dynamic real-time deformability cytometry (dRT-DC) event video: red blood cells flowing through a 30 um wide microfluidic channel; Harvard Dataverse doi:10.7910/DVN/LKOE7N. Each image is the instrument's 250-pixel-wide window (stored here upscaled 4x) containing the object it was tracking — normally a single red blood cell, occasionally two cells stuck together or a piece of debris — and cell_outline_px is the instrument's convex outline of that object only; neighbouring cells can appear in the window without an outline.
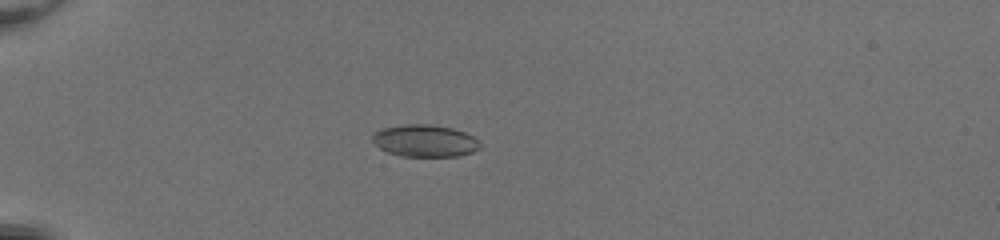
{"species": "common noctule bat (a hibernating species)", "species_latin": "Nyctalus noctula", "temperature_condition": "room temperature", "stored_images_in_passage": 53, "camera_frame_rate_fps": 3000, "um_per_image_px": 0.085, "animal": {"sex": "female", "body_mass_g": 20.0, "forearm_length_mm": 54.0}, "frame": {"image": 1, "passage_image": 18, "time_ms": 5.667, "image_size_px": [1000, 240], "cell_outline_px": [[480, 148], [472, 152], [460, 156], [400, 156], [388, 152], [380, 148], [372, 140], [372, 132], [380, 128], [404, 124], [428, 124], [452, 128], [464, 132], [472, 136], [480, 144]], "centroid_in_image_um": [36.07, 11.96], "position_along_channel_um": 48.9, "area_um2": 20.17}}
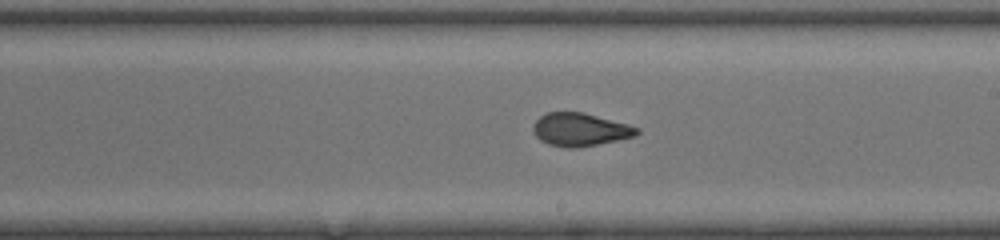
{"frame": {"image": 2, "passage_image": 34, "time_ms": 11.0, "image_size_px": [1000, 240], "cell_outline_px": [[640, 132], [636, 136], [576, 148], [568, 148], [548, 144], [540, 140], [532, 132], [532, 128], [536, 120], [540, 116], [548, 112], [584, 112], [628, 124], [640, 128]], "centroid_in_image_um": [49.3, 11.01], "position_along_channel_um": 239.7, "area_um2": 20.0}}
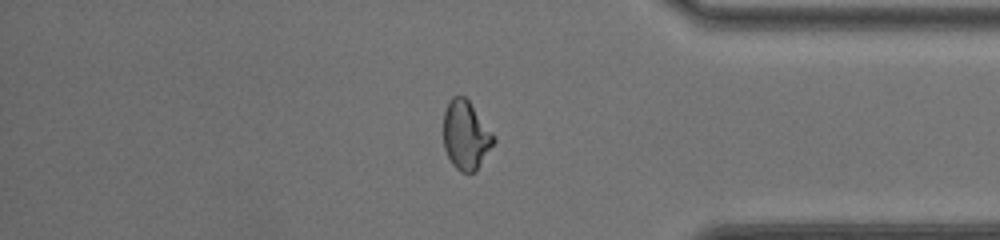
{"frame": {"image": 3, "passage_image": 46, "time_ms": 15.0, "image_size_px": [1000, 240], "cell_outline_px": [[496, 140], [476, 172], [460, 172], [452, 164], [444, 148], [444, 112], [448, 100], [452, 96], [464, 96], [468, 100], [496, 136]], "centroid_in_image_um": [39.6, 11.49], "position_along_channel_um": 395.6, "area_um2": 20.23}, "authors_computed_cell_mechanics": {"area_um2": 20.23, "velocity_mm_per_s": 4.227, "shape_relaxation_time_tau1_ms": 10.4955, "shape_relaxation_time_tau2_ms": 0.7423, "deformation_change_tau1": 0.3216, "deformation_change_tau2": 0.0451}}